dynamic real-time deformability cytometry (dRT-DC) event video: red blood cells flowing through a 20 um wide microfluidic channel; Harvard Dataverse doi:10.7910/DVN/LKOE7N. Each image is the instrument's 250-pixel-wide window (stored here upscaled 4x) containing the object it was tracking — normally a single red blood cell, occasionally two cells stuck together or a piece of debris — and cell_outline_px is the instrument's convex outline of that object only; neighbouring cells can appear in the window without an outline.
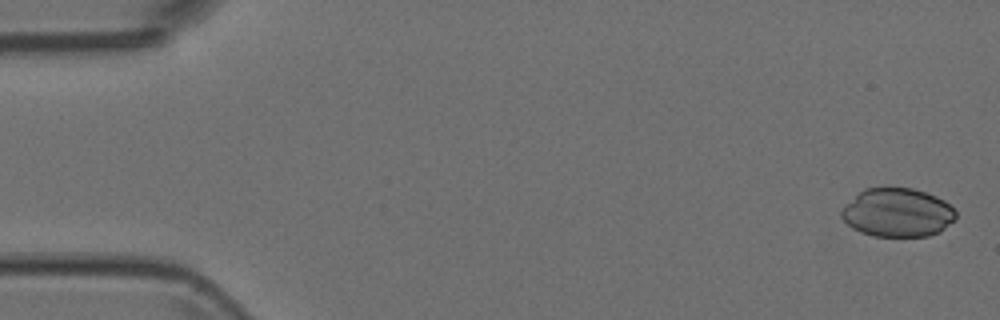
{"species": "Egyptian fruit bat (a non-hibernating species)", "species_latin": "Rousettus aegyptiacus", "temperature_condition": "room temperature", "stored_images_in_passage": 5, "camera_frame_rate_fps": 3000, "um_per_image_px": 0.085, "animal": {"sex": "female"}, "frame": {"image": 1, "passage_image": 1, "time_ms": 0.0, "image_size_px": [1000, 320], "cell_outline_px": [[956, 220], [940, 232], [928, 236], [872, 236], [860, 232], [852, 228], [840, 216], [840, 212], [844, 204], [864, 188], [912, 188], [936, 196], [944, 200], [956, 212]], "centroid_in_image_um": [76.27, 18.08], "position_along_channel_um": 8.7, "area_um2": 32.6}}